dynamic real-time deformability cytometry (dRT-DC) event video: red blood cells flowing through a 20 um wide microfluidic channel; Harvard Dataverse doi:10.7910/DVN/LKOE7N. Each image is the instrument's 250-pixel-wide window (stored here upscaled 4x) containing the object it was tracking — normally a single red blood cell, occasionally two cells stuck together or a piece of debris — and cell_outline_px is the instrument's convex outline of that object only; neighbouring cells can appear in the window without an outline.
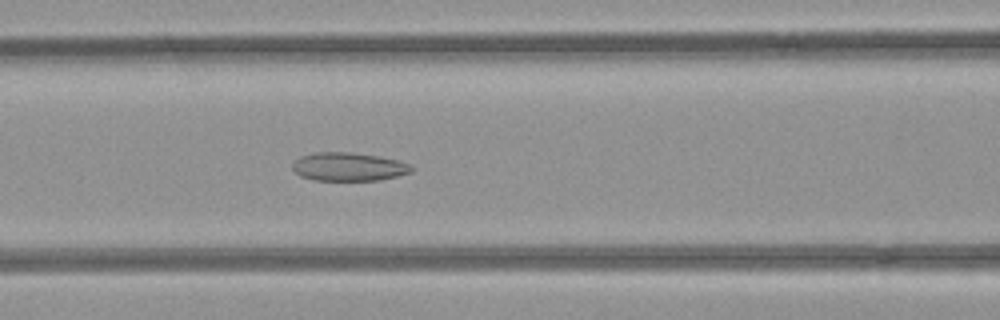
{"species": "common noctule bat (a hibernating species)", "species_latin": "Nyctalus noctula", "temperature_condition": "room temperature", "stored_images_in_passage": 52, "camera_frame_rate_fps": 3000, "um_per_image_px": 0.085, "animal": {"sex": "female", "body_mass_g": 21.9}, "frame": {"image": 1, "passage_image": 22, "time_ms": 7.0, "image_size_px": [1000, 320], "cell_outline_px": [[416, 168], [412, 172], [380, 180], [312, 180], [300, 176], [292, 168], [292, 164], [300, 156], [316, 152], [352, 152], [380, 156], [412, 164]], "centroid_in_image_um": [29.66, 14.17], "position_along_channel_um": 136.9, "area_um2": 19.88}}
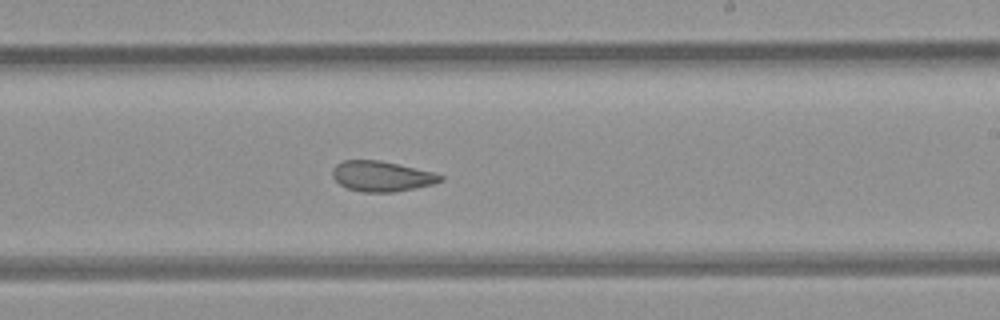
{"frame": {"image": 2, "passage_image": 31, "time_ms": 10.0, "image_size_px": [1000, 320], "cell_outline_px": [[444, 180], [432, 184], [416, 188], [392, 192], [364, 192], [348, 188], [340, 184], [332, 176], [332, 168], [336, 164], [344, 160], [380, 160], [436, 172], [444, 176]], "centroid_in_image_um": [32.47, 14.97], "position_along_channel_um": 256.5, "area_um2": 19.19}}
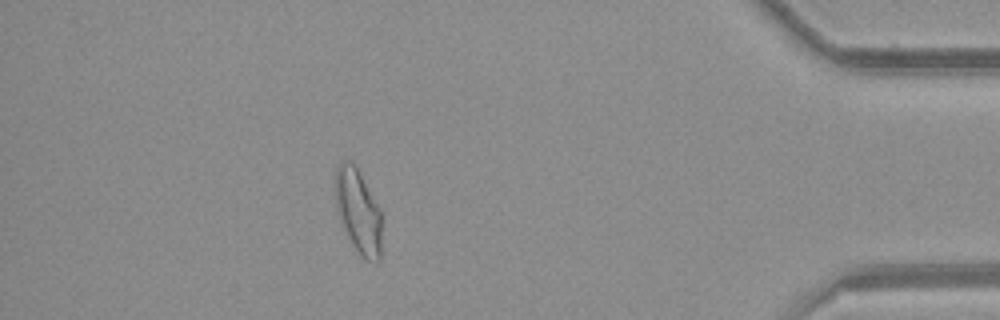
{"frame": {"image": 3, "passage_image": 46, "time_ms": 15.0, "image_size_px": [1000, 320], "cell_outline_px": [[380, 260], [376, 264], [360, 256], [352, 244], [340, 220], [336, 208], [336, 164], [340, 160], [352, 160], [356, 164], [380, 212]], "centroid_in_image_um": [30.42, 17.93], "position_along_channel_um": 404.8, "area_um2": 22.54}, "authors_computed_cell_mechanics": {"area_um2": 21.964, "velocity_mm_per_s": 3.9899, "shape_relaxation_time_tau1_ms": null, "shape_relaxation_time_tau2_ms": 3.0831, "deformation_change_tau1": null, "deformation_change_tau2": 0.0972}}